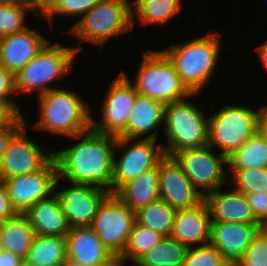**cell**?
Returning a JSON list of instances; mask_svg holds the SVG:
<instances>
[{"label": "cell", "mask_w": 267, "mask_h": 266, "mask_svg": "<svg viewBox=\"0 0 267 266\" xmlns=\"http://www.w3.org/2000/svg\"><path fill=\"white\" fill-rule=\"evenodd\" d=\"M80 137L82 139L72 147L53 152L58 178L73 184L105 188L112 194L113 156L117 136L90 129L80 134Z\"/></svg>", "instance_id": "obj_1"}, {"label": "cell", "mask_w": 267, "mask_h": 266, "mask_svg": "<svg viewBox=\"0 0 267 266\" xmlns=\"http://www.w3.org/2000/svg\"><path fill=\"white\" fill-rule=\"evenodd\" d=\"M38 97L41 116L33 128L74 139L91 129L90 106L73 90L55 87Z\"/></svg>", "instance_id": "obj_2"}, {"label": "cell", "mask_w": 267, "mask_h": 266, "mask_svg": "<svg viewBox=\"0 0 267 266\" xmlns=\"http://www.w3.org/2000/svg\"><path fill=\"white\" fill-rule=\"evenodd\" d=\"M137 94L133 81L126 73L120 72L109 86L102 103V119L96 122L91 118V129L101 134L119 136L127 127Z\"/></svg>", "instance_id": "obj_12"}, {"label": "cell", "mask_w": 267, "mask_h": 266, "mask_svg": "<svg viewBox=\"0 0 267 266\" xmlns=\"http://www.w3.org/2000/svg\"><path fill=\"white\" fill-rule=\"evenodd\" d=\"M234 180V190L243 194L267 192V168L261 169H229Z\"/></svg>", "instance_id": "obj_33"}, {"label": "cell", "mask_w": 267, "mask_h": 266, "mask_svg": "<svg viewBox=\"0 0 267 266\" xmlns=\"http://www.w3.org/2000/svg\"><path fill=\"white\" fill-rule=\"evenodd\" d=\"M18 213L13 208L7 188L2 180H0V222L13 218Z\"/></svg>", "instance_id": "obj_39"}, {"label": "cell", "mask_w": 267, "mask_h": 266, "mask_svg": "<svg viewBox=\"0 0 267 266\" xmlns=\"http://www.w3.org/2000/svg\"><path fill=\"white\" fill-rule=\"evenodd\" d=\"M54 192L70 227L91 226L99 206L111 194L105 188L73 184Z\"/></svg>", "instance_id": "obj_16"}, {"label": "cell", "mask_w": 267, "mask_h": 266, "mask_svg": "<svg viewBox=\"0 0 267 266\" xmlns=\"http://www.w3.org/2000/svg\"><path fill=\"white\" fill-rule=\"evenodd\" d=\"M224 266H241L239 263H230L227 262Z\"/></svg>", "instance_id": "obj_50"}, {"label": "cell", "mask_w": 267, "mask_h": 266, "mask_svg": "<svg viewBox=\"0 0 267 266\" xmlns=\"http://www.w3.org/2000/svg\"><path fill=\"white\" fill-rule=\"evenodd\" d=\"M2 242H1V235H0V252L2 251Z\"/></svg>", "instance_id": "obj_51"}, {"label": "cell", "mask_w": 267, "mask_h": 266, "mask_svg": "<svg viewBox=\"0 0 267 266\" xmlns=\"http://www.w3.org/2000/svg\"><path fill=\"white\" fill-rule=\"evenodd\" d=\"M24 261L12 252L2 250L0 252V266H21Z\"/></svg>", "instance_id": "obj_43"}, {"label": "cell", "mask_w": 267, "mask_h": 266, "mask_svg": "<svg viewBox=\"0 0 267 266\" xmlns=\"http://www.w3.org/2000/svg\"><path fill=\"white\" fill-rule=\"evenodd\" d=\"M211 222L259 224L246 196L236 190L222 192L221 188L204 196Z\"/></svg>", "instance_id": "obj_20"}, {"label": "cell", "mask_w": 267, "mask_h": 266, "mask_svg": "<svg viewBox=\"0 0 267 266\" xmlns=\"http://www.w3.org/2000/svg\"><path fill=\"white\" fill-rule=\"evenodd\" d=\"M21 266H31L29 264H27L25 261L21 264Z\"/></svg>", "instance_id": "obj_52"}, {"label": "cell", "mask_w": 267, "mask_h": 266, "mask_svg": "<svg viewBox=\"0 0 267 266\" xmlns=\"http://www.w3.org/2000/svg\"><path fill=\"white\" fill-rule=\"evenodd\" d=\"M257 133L267 141V105L258 109Z\"/></svg>", "instance_id": "obj_42"}, {"label": "cell", "mask_w": 267, "mask_h": 266, "mask_svg": "<svg viewBox=\"0 0 267 266\" xmlns=\"http://www.w3.org/2000/svg\"><path fill=\"white\" fill-rule=\"evenodd\" d=\"M66 260V237L35 234L25 262L31 266H62Z\"/></svg>", "instance_id": "obj_26"}, {"label": "cell", "mask_w": 267, "mask_h": 266, "mask_svg": "<svg viewBox=\"0 0 267 266\" xmlns=\"http://www.w3.org/2000/svg\"><path fill=\"white\" fill-rule=\"evenodd\" d=\"M25 215L37 235L65 237L69 232L70 226L55 193L35 203Z\"/></svg>", "instance_id": "obj_23"}, {"label": "cell", "mask_w": 267, "mask_h": 266, "mask_svg": "<svg viewBox=\"0 0 267 266\" xmlns=\"http://www.w3.org/2000/svg\"><path fill=\"white\" fill-rule=\"evenodd\" d=\"M159 195L160 199L176 211L192 208L204 201L200 190L169 156L159 162Z\"/></svg>", "instance_id": "obj_15"}, {"label": "cell", "mask_w": 267, "mask_h": 266, "mask_svg": "<svg viewBox=\"0 0 267 266\" xmlns=\"http://www.w3.org/2000/svg\"><path fill=\"white\" fill-rule=\"evenodd\" d=\"M220 34L209 32L184 44L171 45L169 50H162L191 93L197 94L214 72L221 50Z\"/></svg>", "instance_id": "obj_3"}, {"label": "cell", "mask_w": 267, "mask_h": 266, "mask_svg": "<svg viewBox=\"0 0 267 266\" xmlns=\"http://www.w3.org/2000/svg\"><path fill=\"white\" fill-rule=\"evenodd\" d=\"M115 195L133 212L159 200V165L123 185Z\"/></svg>", "instance_id": "obj_24"}, {"label": "cell", "mask_w": 267, "mask_h": 266, "mask_svg": "<svg viewBox=\"0 0 267 266\" xmlns=\"http://www.w3.org/2000/svg\"><path fill=\"white\" fill-rule=\"evenodd\" d=\"M41 15L54 0H26ZM39 11V12H38Z\"/></svg>", "instance_id": "obj_44"}, {"label": "cell", "mask_w": 267, "mask_h": 266, "mask_svg": "<svg viewBox=\"0 0 267 266\" xmlns=\"http://www.w3.org/2000/svg\"><path fill=\"white\" fill-rule=\"evenodd\" d=\"M81 47H64L60 44L48 42L44 48L17 74H15V89L19 93L37 95L55 89L48 86L63 74L73 68L74 57Z\"/></svg>", "instance_id": "obj_7"}, {"label": "cell", "mask_w": 267, "mask_h": 266, "mask_svg": "<svg viewBox=\"0 0 267 266\" xmlns=\"http://www.w3.org/2000/svg\"><path fill=\"white\" fill-rule=\"evenodd\" d=\"M30 27L0 38V64L8 71L17 74L48 43Z\"/></svg>", "instance_id": "obj_17"}, {"label": "cell", "mask_w": 267, "mask_h": 266, "mask_svg": "<svg viewBox=\"0 0 267 266\" xmlns=\"http://www.w3.org/2000/svg\"><path fill=\"white\" fill-rule=\"evenodd\" d=\"M189 247L171 236L163 239L136 264L138 266H183Z\"/></svg>", "instance_id": "obj_28"}, {"label": "cell", "mask_w": 267, "mask_h": 266, "mask_svg": "<svg viewBox=\"0 0 267 266\" xmlns=\"http://www.w3.org/2000/svg\"><path fill=\"white\" fill-rule=\"evenodd\" d=\"M13 208L18 214L25 212L40 200L50 197L59 184L57 167L52 159L43 169L3 180Z\"/></svg>", "instance_id": "obj_13"}, {"label": "cell", "mask_w": 267, "mask_h": 266, "mask_svg": "<svg viewBox=\"0 0 267 266\" xmlns=\"http://www.w3.org/2000/svg\"><path fill=\"white\" fill-rule=\"evenodd\" d=\"M209 145L189 148L174 153L171 157L185 172L189 180L203 196L222 188L228 180L223 166H227V157L221 153L211 152Z\"/></svg>", "instance_id": "obj_11"}, {"label": "cell", "mask_w": 267, "mask_h": 266, "mask_svg": "<svg viewBox=\"0 0 267 266\" xmlns=\"http://www.w3.org/2000/svg\"><path fill=\"white\" fill-rule=\"evenodd\" d=\"M257 221L267 220V192L244 194Z\"/></svg>", "instance_id": "obj_38"}, {"label": "cell", "mask_w": 267, "mask_h": 266, "mask_svg": "<svg viewBox=\"0 0 267 266\" xmlns=\"http://www.w3.org/2000/svg\"><path fill=\"white\" fill-rule=\"evenodd\" d=\"M136 76L133 85L138 94L165 104L195 95L183 84L173 63L162 50L145 52Z\"/></svg>", "instance_id": "obj_6"}, {"label": "cell", "mask_w": 267, "mask_h": 266, "mask_svg": "<svg viewBox=\"0 0 267 266\" xmlns=\"http://www.w3.org/2000/svg\"><path fill=\"white\" fill-rule=\"evenodd\" d=\"M13 93L17 94L15 89V75L11 72H8L0 64V98L9 99L8 96Z\"/></svg>", "instance_id": "obj_40"}, {"label": "cell", "mask_w": 267, "mask_h": 266, "mask_svg": "<svg viewBox=\"0 0 267 266\" xmlns=\"http://www.w3.org/2000/svg\"><path fill=\"white\" fill-rule=\"evenodd\" d=\"M62 266H82V265L75 264L67 259Z\"/></svg>", "instance_id": "obj_49"}, {"label": "cell", "mask_w": 267, "mask_h": 266, "mask_svg": "<svg viewBox=\"0 0 267 266\" xmlns=\"http://www.w3.org/2000/svg\"><path fill=\"white\" fill-rule=\"evenodd\" d=\"M135 222L136 213L115 194H110L99 206L91 227L105 247L119 258Z\"/></svg>", "instance_id": "obj_10"}, {"label": "cell", "mask_w": 267, "mask_h": 266, "mask_svg": "<svg viewBox=\"0 0 267 266\" xmlns=\"http://www.w3.org/2000/svg\"><path fill=\"white\" fill-rule=\"evenodd\" d=\"M19 110L12 99L0 98V127H23L26 121Z\"/></svg>", "instance_id": "obj_37"}, {"label": "cell", "mask_w": 267, "mask_h": 266, "mask_svg": "<svg viewBox=\"0 0 267 266\" xmlns=\"http://www.w3.org/2000/svg\"><path fill=\"white\" fill-rule=\"evenodd\" d=\"M186 99L165 105L162 126L167 138V144L162 143L165 156L171 157L184 149L208 145L209 118Z\"/></svg>", "instance_id": "obj_5"}, {"label": "cell", "mask_w": 267, "mask_h": 266, "mask_svg": "<svg viewBox=\"0 0 267 266\" xmlns=\"http://www.w3.org/2000/svg\"><path fill=\"white\" fill-rule=\"evenodd\" d=\"M181 0H134L132 9L140 24H164L181 10Z\"/></svg>", "instance_id": "obj_30"}, {"label": "cell", "mask_w": 267, "mask_h": 266, "mask_svg": "<svg viewBox=\"0 0 267 266\" xmlns=\"http://www.w3.org/2000/svg\"><path fill=\"white\" fill-rule=\"evenodd\" d=\"M0 235L4 251L12 252L23 261L27 259L35 232L25 214L0 222Z\"/></svg>", "instance_id": "obj_25"}, {"label": "cell", "mask_w": 267, "mask_h": 266, "mask_svg": "<svg viewBox=\"0 0 267 266\" xmlns=\"http://www.w3.org/2000/svg\"><path fill=\"white\" fill-rule=\"evenodd\" d=\"M255 51L259 54L262 64L267 71V41L263 45L257 46Z\"/></svg>", "instance_id": "obj_45"}, {"label": "cell", "mask_w": 267, "mask_h": 266, "mask_svg": "<svg viewBox=\"0 0 267 266\" xmlns=\"http://www.w3.org/2000/svg\"><path fill=\"white\" fill-rule=\"evenodd\" d=\"M132 3L127 0H100L71 27L68 33L83 42L104 47L112 36L134 28Z\"/></svg>", "instance_id": "obj_4"}, {"label": "cell", "mask_w": 267, "mask_h": 266, "mask_svg": "<svg viewBox=\"0 0 267 266\" xmlns=\"http://www.w3.org/2000/svg\"><path fill=\"white\" fill-rule=\"evenodd\" d=\"M210 229V213L203 201L192 208L176 211L170 236L188 247H193L196 243H209Z\"/></svg>", "instance_id": "obj_22"}, {"label": "cell", "mask_w": 267, "mask_h": 266, "mask_svg": "<svg viewBox=\"0 0 267 266\" xmlns=\"http://www.w3.org/2000/svg\"><path fill=\"white\" fill-rule=\"evenodd\" d=\"M22 127H0V160L5 153L9 142Z\"/></svg>", "instance_id": "obj_41"}, {"label": "cell", "mask_w": 267, "mask_h": 266, "mask_svg": "<svg viewBox=\"0 0 267 266\" xmlns=\"http://www.w3.org/2000/svg\"><path fill=\"white\" fill-rule=\"evenodd\" d=\"M241 266H267V243L258 233L239 262Z\"/></svg>", "instance_id": "obj_36"}, {"label": "cell", "mask_w": 267, "mask_h": 266, "mask_svg": "<svg viewBox=\"0 0 267 266\" xmlns=\"http://www.w3.org/2000/svg\"><path fill=\"white\" fill-rule=\"evenodd\" d=\"M26 129L24 125L14 135L0 160V180L2 181L37 172L53 159V151H47L46 147L31 141L26 136Z\"/></svg>", "instance_id": "obj_14"}, {"label": "cell", "mask_w": 267, "mask_h": 266, "mask_svg": "<svg viewBox=\"0 0 267 266\" xmlns=\"http://www.w3.org/2000/svg\"><path fill=\"white\" fill-rule=\"evenodd\" d=\"M258 233L259 224L211 222L209 244L222 253L226 262L239 263Z\"/></svg>", "instance_id": "obj_18"}, {"label": "cell", "mask_w": 267, "mask_h": 266, "mask_svg": "<svg viewBox=\"0 0 267 266\" xmlns=\"http://www.w3.org/2000/svg\"><path fill=\"white\" fill-rule=\"evenodd\" d=\"M124 264H125V262L123 261V266H125ZM132 266H138V265L136 263H133Z\"/></svg>", "instance_id": "obj_53"}, {"label": "cell", "mask_w": 267, "mask_h": 266, "mask_svg": "<svg viewBox=\"0 0 267 266\" xmlns=\"http://www.w3.org/2000/svg\"><path fill=\"white\" fill-rule=\"evenodd\" d=\"M66 237L67 259L82 266H106L116 257L91 226L70 227Z\"/></svg>", "instance_id": "obj_19"}, {"label": "cell", "mask_w": 267, "mask_h": 266, "mask_svg": "<svg viewBox=\"0 0 267 266\" xmlns=\"http://www.w3.org/2000/svg\"><path fill=\"white\" fill-rule=\"evenodd\" d=\"M135 213L138 224L158 232L163 236L171 235L176 210L172 209L162 199L140 208Z\"/></svg>", "instance_id": "obj_29"}, {"label": "cell", "mask_w": 267, "mask_h": 266, "mask_svg": "<svg viewBox=\"0 0 267 266\" xmlns=\"http://www.w3.org/2000/svg\"><path fill=\"white\" fill-rule=\"evenodd\" d=\"M226 263L222 253L208 243L189 247L183 266H224Z\"/></svg>", "instance_id": "obj_35"}, {"label": "cell", "mask_w": 267, "mask_h": 266, "mask_svg": "<svg viewBox=\"0 0 267 266\" xmlns=\"http://www.w3.org/2000/svg\"><path fill=\"white\" fill-rule=\"evenodd\" d=\"M259 233L267 243V220L259 223Z\"/></svg>", "instance_id": "obj_46"}, {"label": "cell", "mask_w": 267, "mask_h": 266, "mask_svg": "<svg viewBox=\"0 0 267 266\" xmlns=\"http://www.w3.org/2000/svg\"><path fill=\"white\" fill-rule=\"evenodd\" d=\"M100 0H54L50 6L41 14L46 17L52 26L54 14L77 16L85 14L92 9Z\"/></svg>", "instance_id": "obj_34"}, {"label": "cell", "mask_w": 267, "mask_h": 266, "mask_svg": "<svg viewBox=\"0 0 267 266\" xmlns=\"http://www.w3.org/2000/svg\"><path fill=\"white\" fill-rule=\"evenodd\" d=\"M27 12L42 17L28 2L0 5V38L26 29Z\"/></svg>", "instance_id": "obj_32"}, {"label": "cell", "mask_w": 267, "mask_h": 266, "mask_svg": "<svg viewBox=\"0 0 267 266\" xmlns=\"http://www.w3.org/2000/svg\"><path fill=\"white\" fill-rule=\"evenodd\" d=\"M163 237L162 234L135 222L129 235L126 248L119 258L125 263L127 260L131 261V263H136L141 257L154 248Z\"/></svg>", "instance_id": "obj_31"}, {"label": "cell", "mask_w": 267, "mask_h": 266, "mask_svg": "<svg viewBox=\"0 0 267 266\" xmlns=\"http://www.w3.org/2000/svg\"><path fill=\"white\" fill-rule=\"evenodd\" d=\"M165 105L159 100L137 94L127 127L119 136L127 139L143 137L157 140V130L164 122ZM149 132L152 133L148 135Z\"/></svg>", "instance_id": "obj_21"}, {"label": "cell", "mask_w": 267, "mask_h": 266, "mask_svg": "<svg viewBox=\"0 0 267 266\" xmlns=\"http://www.w3.org/2000/svg\"><path fill=\"white\" fill-rule=\"evenodd\" d=\"M258 111L245 106L225 105L209 117L208 145L229 157L257 132Z\"/></svg>", "instance_id": "obj_8"}, {"label": "cell", "mask_w": 267, "mask_h": 266, "mask_svg": "<svg viewBox=\"0 0 267 266\" xmlns=\"http://www.w3.org/2000/svg\"><path fill=\"white\" fill-rule=\"evenodd\" d=\"M228 169L267 168V141L257 132L227 157Z\"/></svg>", "instance_id": "obj_27"}, {"label": "cell", "mask_w": 267, "mask_h": 266, "mask_svg": "<svg viewBox=\"0 0 267 266\" xmlns=\"http://www.w3.org/2000/svg\"><path fill=\"white\" fill-rule=\"evenodd\" d=\"M106 266H123V260H121L120 258H116Z\"/></svg>", "instance_id": "obj_48"}, {"label": "cell", "mask_w": 267, "mask_h": 266, "mask_svg": "<svg viewBox=\"0 0 267 266\" xmlns=\"http://www.w3.org/2000/svg\"><path fill=\"white\" fill-rule=\"evenodd\" d=\"M157 142V140L149 138L136 140L117 136L113 156L112 194H115L123 185L136 179L143 172L159 165V162L165 157V153L162 143L157 144ZM126 145L129 147L116 159L117 148L120 150V147L124 148Z\"/></svg>", "instance_id": "obj_9"}, {"label": "cell", "mask_w": 267, "mask_h": 266, "mask_svg": "<svg viewBox=\"0 0 267 266\" xmlns=\"http://www.w3.org/2000/svg\"><path fill=\"white\" fill-rule=\"evenodd\" d=\"M27 2L26 0H0V5Z\"/></svg>", "instance_id": "obj_47"}]
</instances>
